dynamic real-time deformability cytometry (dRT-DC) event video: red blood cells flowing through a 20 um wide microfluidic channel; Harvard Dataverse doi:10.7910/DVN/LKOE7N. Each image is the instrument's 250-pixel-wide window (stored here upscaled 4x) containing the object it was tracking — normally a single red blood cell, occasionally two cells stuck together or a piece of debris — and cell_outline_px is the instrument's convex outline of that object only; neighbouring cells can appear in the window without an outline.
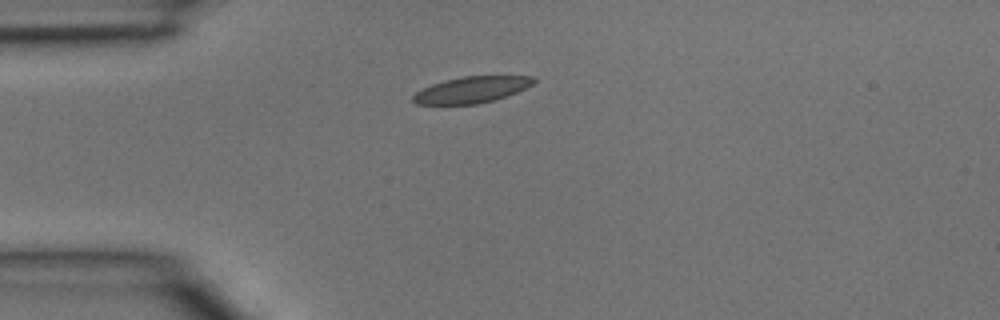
{"species": "common noctule bat (a hibernating species)", "species_latin": "Nyctalus noctula", "temperature_condition": "room temperature", "stored_images_in_passage": 1, "camera_frame_rate_fps": 3000, "um_per_image_px": 0.085, "animal": {"sex": "male", "body_mass_g": 15.6}, "frame": {"image": 1, "passage_image": 1, "time_ms": 0.0, "image_size_px": [1000, 320], "cell_outline_px": [[536, 80], [532, 84], [516, 92], [492, 100], [476, 104], [416, 104], [412, 100], [412, 96], [416, 92], [432, 84], [444, 80], [464, 76], [532, 76]], "centroid_in_image_um": [40.05, 7.62], "position_along_channel_um": 45.0, "area_um2": 18.15}}